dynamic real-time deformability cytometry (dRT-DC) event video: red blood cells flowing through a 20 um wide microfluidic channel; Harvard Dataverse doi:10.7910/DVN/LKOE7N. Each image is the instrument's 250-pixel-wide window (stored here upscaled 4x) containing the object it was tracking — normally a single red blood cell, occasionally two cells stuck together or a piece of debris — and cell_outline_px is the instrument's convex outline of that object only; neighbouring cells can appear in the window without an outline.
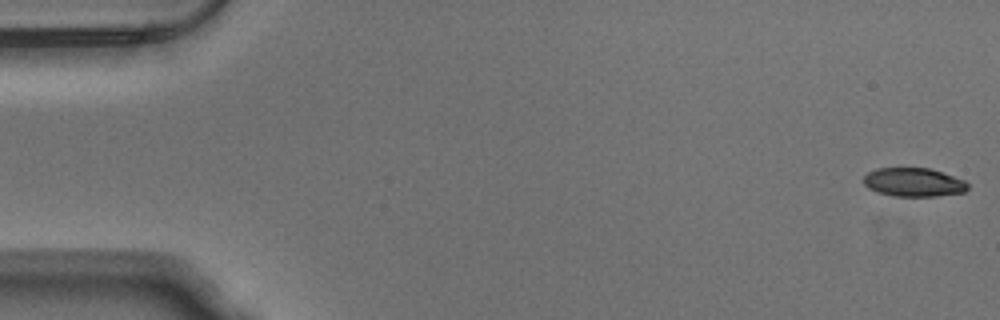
{"species": "Egyptian fruit bat (a non-hibernating species)", "species_latin": "Rousettus aegyptiacus", "temperature_condition": "warm", "stored_images_in_passage": 16, "camera_frame_rate_fps": 3000, "um_per_image_px": 0.085, "animal": {"sex": "male"}, "frame": {"image": 1, "passage_image": 1, "time_ms": 0.0, "image_size_px": [1000, 320], "cell_outline_px": [[968, 188], [964, 192], [936, 196], [892, 196], [876, 192], [868, 188], [864, 184], [864, 176], [868, 172], [876, 168], [928, 168], [964, 180], [968, 184]], "centroid_in_image_um": [77.62, 15.5], "position_along_channel_um": 7.4, "area_um2": 17.34}}